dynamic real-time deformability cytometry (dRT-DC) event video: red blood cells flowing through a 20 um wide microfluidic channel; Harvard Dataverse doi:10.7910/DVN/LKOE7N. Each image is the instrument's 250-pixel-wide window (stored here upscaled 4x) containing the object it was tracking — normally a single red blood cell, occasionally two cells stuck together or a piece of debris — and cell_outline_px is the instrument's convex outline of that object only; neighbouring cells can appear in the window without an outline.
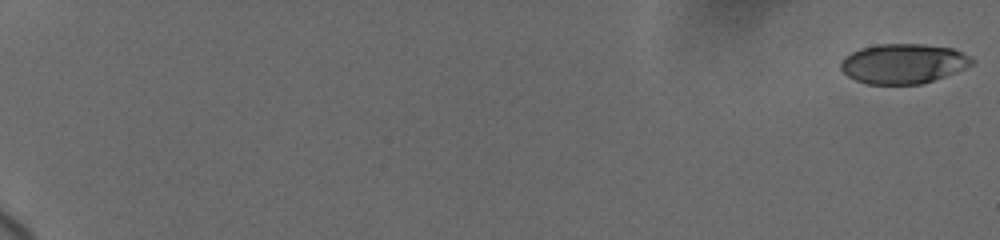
{"species": "human", "species_latin": "Homo sapiens", "temperature_condition": "cold", "stored_images_in_passage": 12, "camera_frame_rate_fps": 3000, "um_per_image_px": 0.085, "donor": {"sex": "female"}, "frame": {"image": 1, "passage_image": 1, "time_ms": 0.0, "image_size_px": [1000, 240], "cell_outline_px": [[976, 60], [972, 64], [956, 72], [920, 84], [868, 84], [856, 80], [848, 76], [840, 68], [840, 64], [852, 52], [860, 48], [880, 44], [920, 44], [952, 48]], "centroid_in_image_um": [76.78, 5.41], "position_along_channel_um": 8.2, "area_um2": 30.0}}
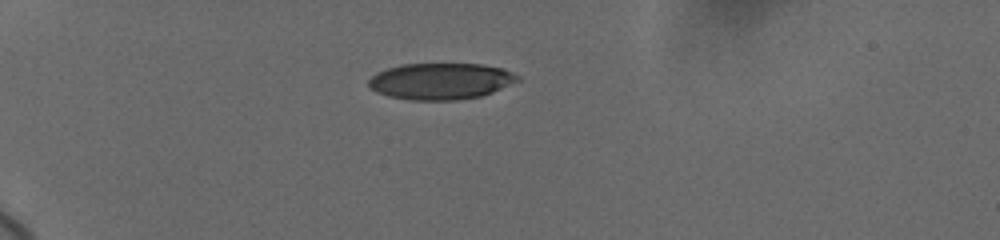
{"frame": {"image": 2, "passage_image": 9, "time_ms": 6.0, "image_size_px": [1000, 240], "cell_outline_px": [[520, 80], [492, 92], [480, 96], [456, 100], [412, 100], [388, 96], [376, 92], [368, 84], [368, 80], [376, 72], [400, 64], [480, 64], [504, 68], [520, 76]], "centroid_in_image_um": [37.46, 6.89], "position_along_channel_um": 47.5, "area_um2": 31.62}}
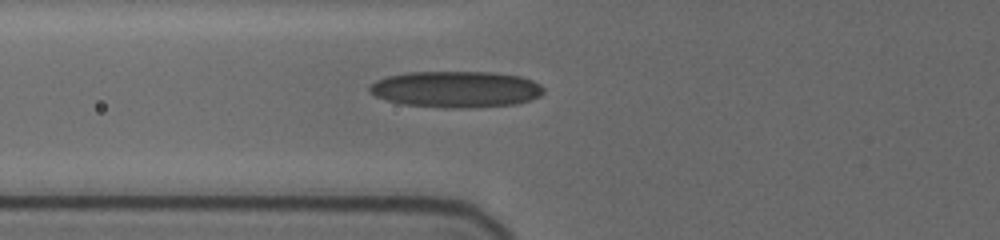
{"frame": {"image": 3, "passage_image": 12, "time_ms": 8.333, "image_size_px": [1000, 240], "cell_outline_px": [[544, 92], [540, 96], [516, 104], [468, 108], [448, 108], [404, 104], [388, 100], [376, 96], [368, 92], [368, 88], [376, 80], [388, 76], [408, 72], [488, 72], [520, 76], [532, 80], [540, 84], [544, 88]], "centroid_in_image_um": [38.77, 7.59], "position_along_channel_um": 87.0, "area_um2": 36.82}}